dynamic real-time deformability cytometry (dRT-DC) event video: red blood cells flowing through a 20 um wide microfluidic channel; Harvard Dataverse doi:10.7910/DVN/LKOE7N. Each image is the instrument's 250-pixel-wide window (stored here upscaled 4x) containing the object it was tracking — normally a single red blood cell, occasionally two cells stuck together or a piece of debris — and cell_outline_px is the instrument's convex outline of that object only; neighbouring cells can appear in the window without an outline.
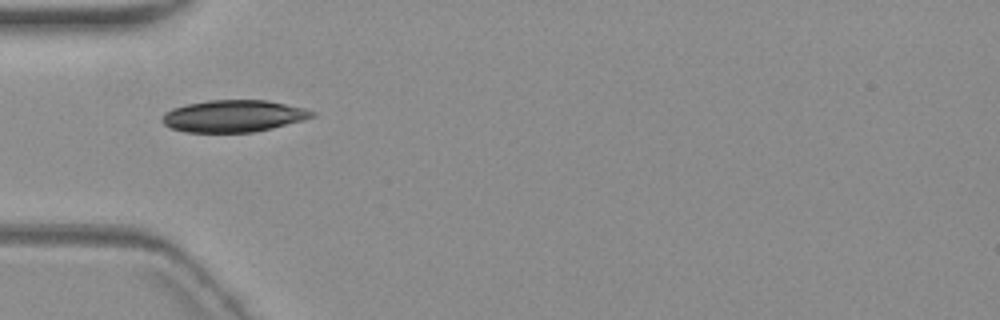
{"species": "common noctule bat (a hibernating species)", "species_latin": "Nyctalus noctula", "temperature_condition": "warm", "stored_images_in_passage": 1, "camera_frame_rate_fps": 3000, "um_per_image_px": 0.085, "animal": {"sex": "female", "body_mass_g": 19.3, "forearm_length_mm": 54.1}, "frame": {"image": 1, "passage_image": 1, "time_ms": 0.0, "image_size_px": [1000, 320], "cell_outline_px": [[316, 116], [304, 120], [272, 128], [252, 132], [184, 132], [172, 128], [164, 124], [164, 112], [172, 108], [188, 104], [208, 100], [268, 100], [304, 108], [316, 112]], "centroid_in_image_um": [19.89, 9.86], "position_along_channel_um": 65.1, "area_um2": 27.8}}